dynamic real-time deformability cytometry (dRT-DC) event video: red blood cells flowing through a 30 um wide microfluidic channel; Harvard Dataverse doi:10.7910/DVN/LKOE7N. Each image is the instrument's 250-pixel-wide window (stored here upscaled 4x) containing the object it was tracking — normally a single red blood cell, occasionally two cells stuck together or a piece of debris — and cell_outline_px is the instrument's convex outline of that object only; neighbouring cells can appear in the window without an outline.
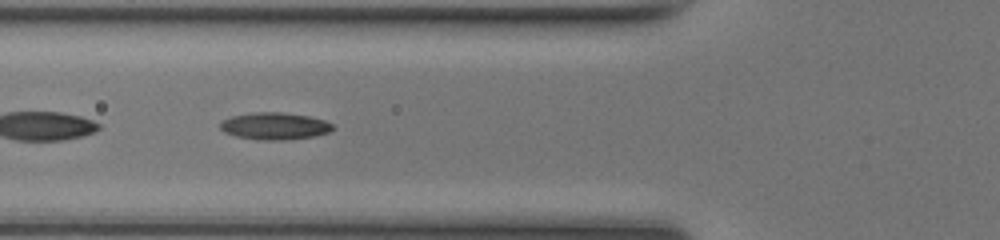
{"species": "common noctule bat (a hibernating species)", "species_latin": "Nyctalus noctula", "temperature_condition": "room temperature", "stored_images_in_passage": 39, "camera_frame_rate_fps": 3000, "um_per_image_px": 0.085, "animal": {"sex": "female", "body_mass_g": 17.0, "forearm_length_mm": 48.0}, "frame": {"image": 1, "passage_image": 8, "time_ms": 2.333, "image_size_px": [1000, 240], "cell_outline_px": [[336, 128], [328, 132], [312, 136], [280, 140], [264, 140], [236, 136], [224, 132], [220, 128], [220, 124], [224, 120], [232, 116], [256, 112], [280, 112], [308, 116], [324, 120], [332, 124]], "centroid_in_image_um": [23.35, 10.71], "position_along_channel_um": 102.4, "area_um2": 17.46}}
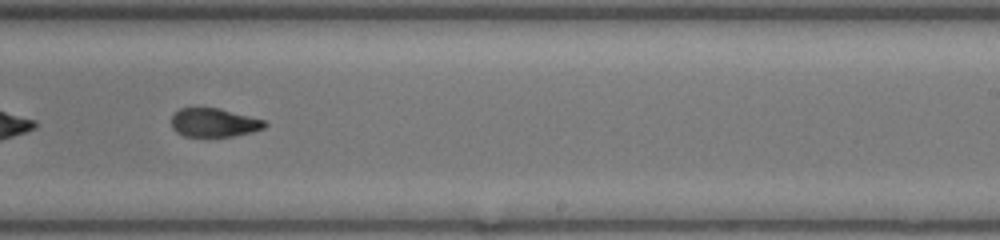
{"frame": {"image": 2, "passage_image": 20, "time_ms": 6.333, "image_size_px": [1000, 240], "cell_outline_px": [[268, 124], [264, 128], [252, 132], [232, 136], [184, 136], [176, 132], [172, 128], [172, 116], [180, 108], [220, 108], [264, 120]], "centroid_in_image_um": [18.19, 10.42], "position_along_channel_um": 270.8, "area_um2": 15.49}}
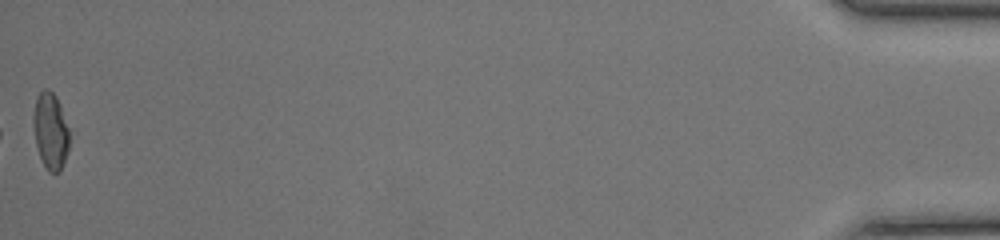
{"frame": {"image": 3, "passage_image": 39, "time_ms": 12.667, "image_size_px": [1000, 240], "cell_outline_px": [[68, 148], [60, 172], [48, 172], [40, 156], [36, 144], [32, 120], [32, 116], [36, 96], [44, 88], [48, 88], [56, 96], [60, 104], [68, 128]], "centroid_in_image_um": [4.27, 11.08], "position_along_channel_um": 430.9, "area_um2": 15.95}, "authors_computed_cell_mechanics": {"area_um2": 16.762, "velocity_mm_per_s": 4.2235, "shape_relaxation_time_tau1_ms": null, "shape_relaxation_time_tau2_ms": 2.6774, "deformation_change_tau1": null, "deformation_change_tau2": 0.0989}}